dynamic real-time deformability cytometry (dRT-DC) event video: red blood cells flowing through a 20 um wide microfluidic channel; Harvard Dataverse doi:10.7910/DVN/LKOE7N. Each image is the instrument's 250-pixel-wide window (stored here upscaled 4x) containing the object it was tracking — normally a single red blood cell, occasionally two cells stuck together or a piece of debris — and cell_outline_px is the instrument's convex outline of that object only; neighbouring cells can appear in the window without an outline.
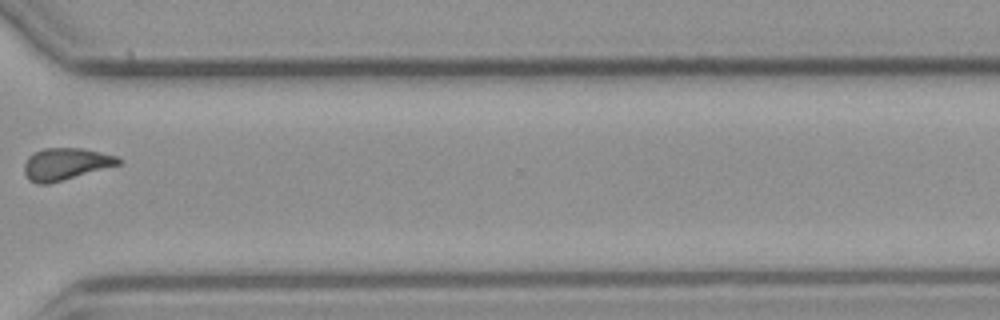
{"species": "common noctule bat (a hibernating species)", "species_latin": "Nyctalus noctula", "temperature_condition": "cold", "stored_images_in_passage": 13, "camera_frame_rate_fps": 3000, "um_per_image_px": 0.085, "animal": {"sex": "male", "body_mass_g": 23.1, "forearm_length_mm": 52.7}, "frame": {"image": 1, "passage_image": 11, "time_ms": 13.667, "image_size_px": [1000, 320], "cell_outline_px": [[124, 160], [120, 164], [48, 184], [36, 184], [28, 180], [24, 172], [24, 164], [28, 156], [32, 152], [44, 148], [84, 148], [116, 156]], "centroid_in_image_um": [5.55, 13.93], "position_along_channel_um": 365.1, "area_um2": 17.63}}